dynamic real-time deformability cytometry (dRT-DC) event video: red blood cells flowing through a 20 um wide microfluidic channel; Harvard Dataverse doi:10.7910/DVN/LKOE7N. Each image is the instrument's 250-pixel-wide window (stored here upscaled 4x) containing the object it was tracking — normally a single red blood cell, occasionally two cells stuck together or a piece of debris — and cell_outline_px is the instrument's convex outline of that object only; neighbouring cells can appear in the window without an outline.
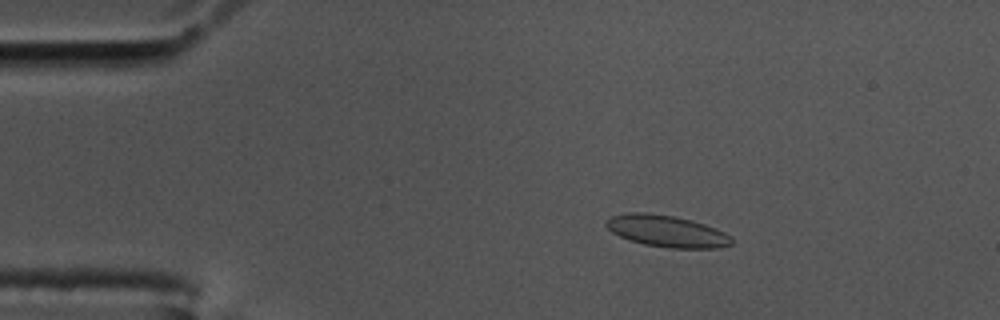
{"species": "common noctule bat (a hibernating species)", "species_latin": "Nyctalus noctula", "temperature_condition": "cold", "stored_images_in_passage": 50, "camera_frame_rate_fps": 3000, "um_per_image_px": 0.085, "animal": {"sex": "male", "body_mass_g": 17.5, "forearm_length_mm": 52.3}, "frame": {"image": 1, "passage_image": 2, "time_ms": 0.333, "image_size_px": [1000, 320], "cell_outline_px": [[732, 244], [720, 248], [668, 248], [644, 244], [628, 240], [612, 232], [604, 224], [604, 220], [612, 216], [628, 212], [644, 212], [672, 216], [692, 220], [704, 224], [724, 232], [732, 236]], "centroid_in_image_um": [56.66, 19.65], "position_along_channel_um": 28.3, "area_um2": 23.24}}
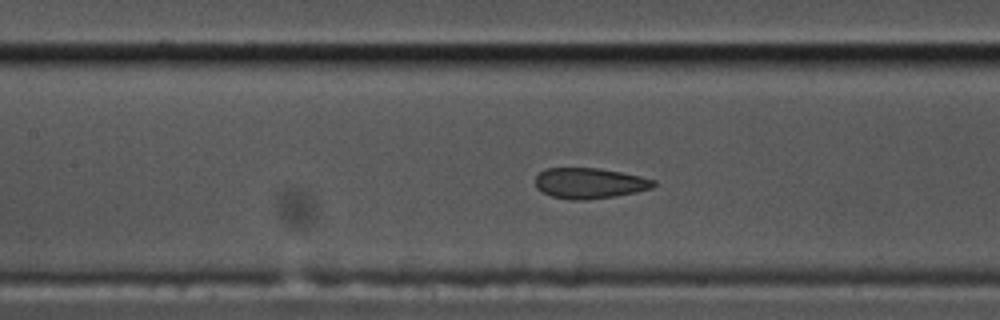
{"frame": {"image": 2, "passage_image": 18, "time_ms": 5.667, "image_size_px": [1000, 320], "cell_outline_px": [[656, 184], [652, 188], [636, 192], [616, 196], [584, 200], [572, 200], [552, 196], [536, 188], [536, 176], [540, 172], [548, 168], [600, 168], [640, 176], [656, 180]], "centroid_in_image_um": [50.13, 15.57], "position_along_channel_um": 157.3, "area_um2": 21.04}}
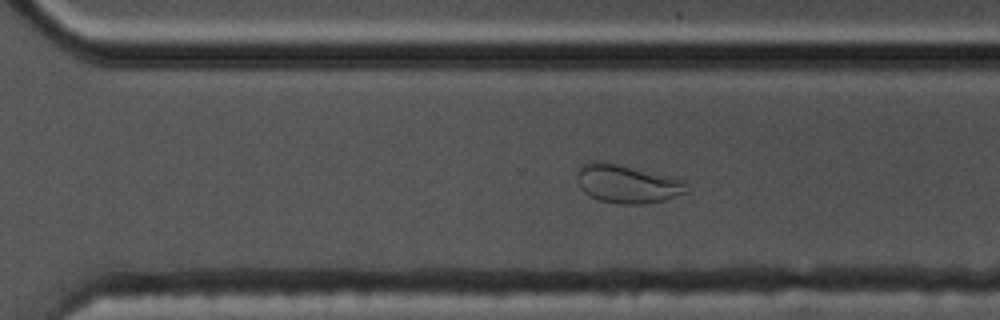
{"frame": {"image": 3, "passage_image": 32, "time_ms": 10.333, "image_size_px": [1000, 320], "cell_outline_px": [[688, 192], [664, 200], [648, 204], [620, 204], [600, 200], [588, 196], [580, 188], [576, 180], [576, 176], [580, 164], [588, 160], [600, 160], [620, 164], [684, 180], [688, 184]], "centroid_in_image_um": [53.26, 15.61], "position_along_channel_um": 317.3, "area_um2": 25.03}}